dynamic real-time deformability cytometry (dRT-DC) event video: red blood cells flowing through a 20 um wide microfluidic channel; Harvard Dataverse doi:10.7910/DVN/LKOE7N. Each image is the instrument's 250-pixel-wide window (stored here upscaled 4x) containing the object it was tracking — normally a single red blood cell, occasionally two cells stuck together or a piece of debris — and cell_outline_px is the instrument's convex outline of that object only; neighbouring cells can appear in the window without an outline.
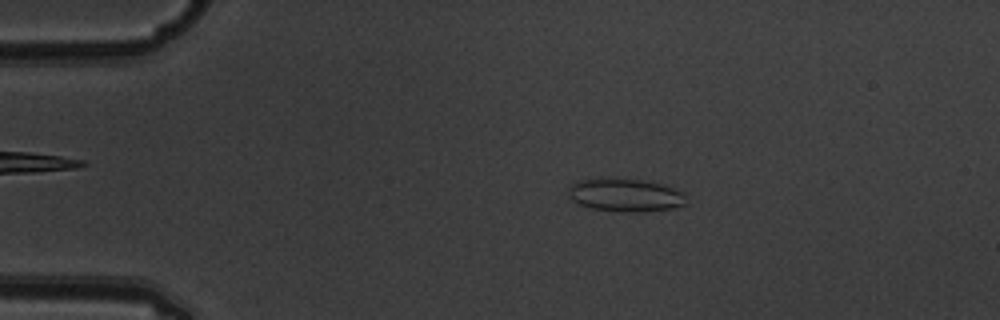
{"species": "common noctule bat (a hibernating species)", "species_latin": "Nyctalus noctula", "temperature_condition": "warm", "stored_images_in_passage": 4, "camera_frame_rate_fps": 3000, "um_per_image_px": 0.085, "animal": {"sex": "male", "body_mass_g": 19.5, "forearm_length_mm": 54.6}, "frame": {"image": 1, "passage_image": 1, "time_ms": 0.0, "image_size_px": [1000, 320], "cell_outline_px": [[684, 204], [672, 208], [644, 212], [624, 212], [592, 208], [580, 204], [572, 200], [568, 196], [568, 188], [572, 184], [580, 180], [600, 176], [640, 180], [660, 184], [684, 192]], "centroid_in_image_um": [53.08, 16.56], "position_along_channel_um": 31.9, "area_um2": 22.83}}
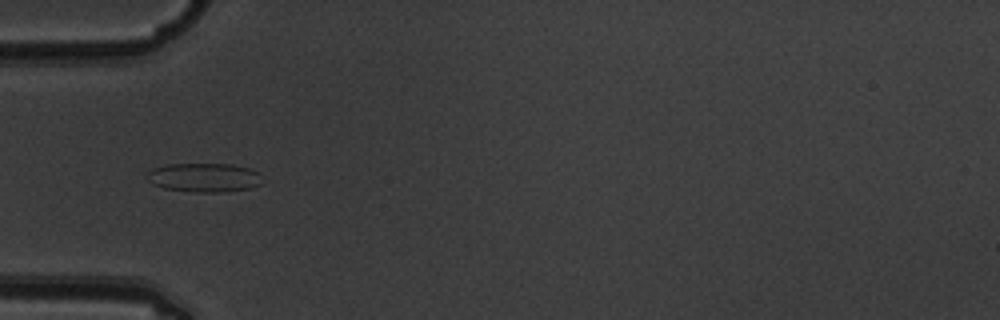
{"frame": {"image": 2, "passage_image": 3, "time_ms": 0.667, "image_size_px": [1000, 320], "cell_outline_px": [[260, 184], [252, 188], [224, 192], [192, 192], [164, 188], [152, 184], [144, 176], [152, 168], [168, 164], [232, 164], [248, 168], [256, 172]], "centroid_in_image_um": [17.27, 15.09], "position_along_channel_um": 67.7, "area_um2": 19.42}}
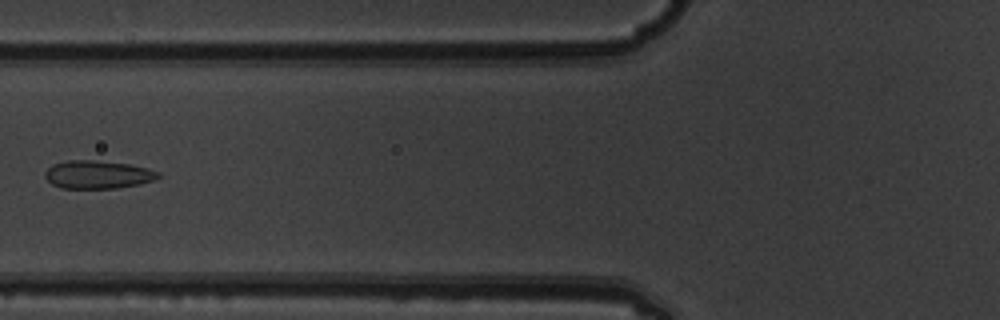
{"frame": {"image": 3, "passage_image": 4, "time_ms": 1.0, "image_size_px": [1000, 320], "cell_outline_px": [[160, 176], [152, 180], [140, 184], [116, 188], [60, 188], [52, 184], [44, 176], [44, 172], [52, 164], [68, 160], [92, 160], [128, 164], [148, 168], [160, 172]], "centroid_in_image_um": [8.29, 14.84], "position_along_channel_um": 117.5, "area_um2": 18.5}}